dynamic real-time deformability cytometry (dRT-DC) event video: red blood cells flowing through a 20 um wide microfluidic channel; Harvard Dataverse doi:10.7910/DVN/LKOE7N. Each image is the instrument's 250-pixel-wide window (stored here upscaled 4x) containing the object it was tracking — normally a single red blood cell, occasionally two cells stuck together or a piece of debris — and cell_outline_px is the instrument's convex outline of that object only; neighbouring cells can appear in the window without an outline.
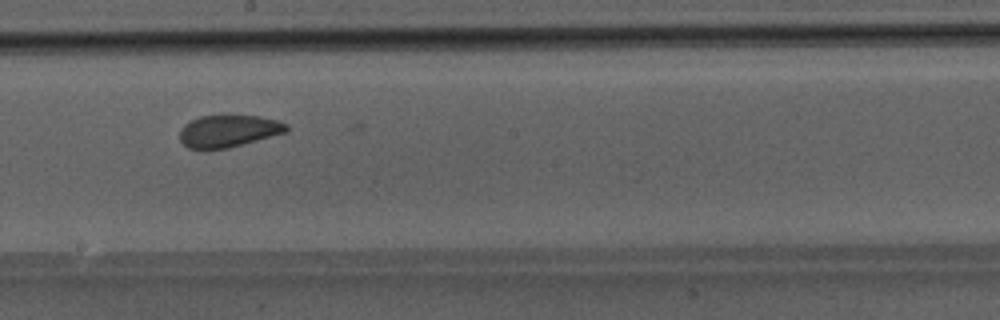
{"species": "Egyptian fruit bat (a non-hibernating species)", "species_latin": "Rousettus aegyptiacus", "temperature_condition": "room temperature", "stored_images_in_passage": 25, "camera_frame_rate_fps": 3000, "um_per_image_px": 0.085, "animal": {"sex": "male"}, "frame": {"image": 1, "passage_image": 19, "time_ms": 6.0, "image_size_px": [1000, 320], "cell_outline_px": [[288, 132], [228, 148], [188, 148], [180, 140], [180, 128], [184, 124], [200, 116], [260, 116], [280, 120], [288, 124]], "centroid_in_image_um": [19.47, 11.13], "position_along_channel_um": 228.7, "area_um2": 19.88}}